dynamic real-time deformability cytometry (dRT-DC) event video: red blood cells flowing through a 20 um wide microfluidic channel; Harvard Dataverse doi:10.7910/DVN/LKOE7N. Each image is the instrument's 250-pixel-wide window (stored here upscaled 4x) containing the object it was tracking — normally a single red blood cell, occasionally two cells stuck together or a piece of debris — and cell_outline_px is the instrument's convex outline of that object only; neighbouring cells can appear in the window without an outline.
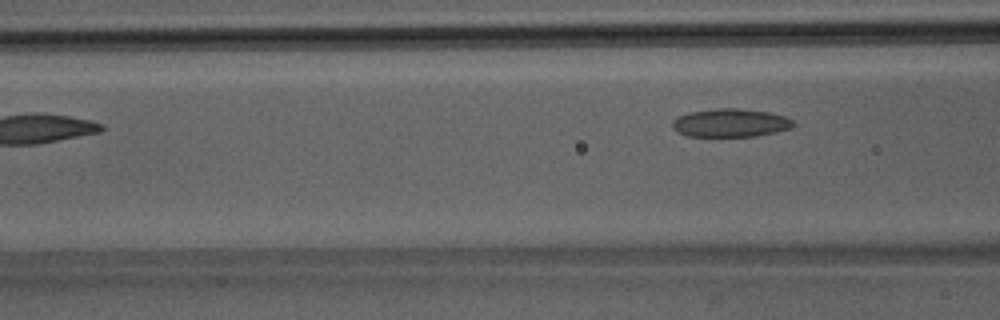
{"species": "Egyptian fruit bat (a non-hibernating species)", "species_latin": "Rousettus aegyptiacus", "temperature_condition": "room temperature", "stored_images_in_passage": 7, "camera_frame_rate_fps": 3000, "um_per_image_px": 0.085, "animal": {"sex": "male"}, "frame": {"image": 1, "passage_image": 7, "time_ms": 8.0, "image_size_px": [1000, 320], "cell_outline_px": [[796, 124], [792, 128], [776, 132], [756, 136], [688, 136], [676, 132], [672, 128], [672, 120], [688, 112], [716, 108], [736, 108], [768, 112], [784, 116], [792, 120]], "centroid_in_image_um": [62.08, 10.44], "position_along_channel_um": 104.5, "area_um2": 20.0}}